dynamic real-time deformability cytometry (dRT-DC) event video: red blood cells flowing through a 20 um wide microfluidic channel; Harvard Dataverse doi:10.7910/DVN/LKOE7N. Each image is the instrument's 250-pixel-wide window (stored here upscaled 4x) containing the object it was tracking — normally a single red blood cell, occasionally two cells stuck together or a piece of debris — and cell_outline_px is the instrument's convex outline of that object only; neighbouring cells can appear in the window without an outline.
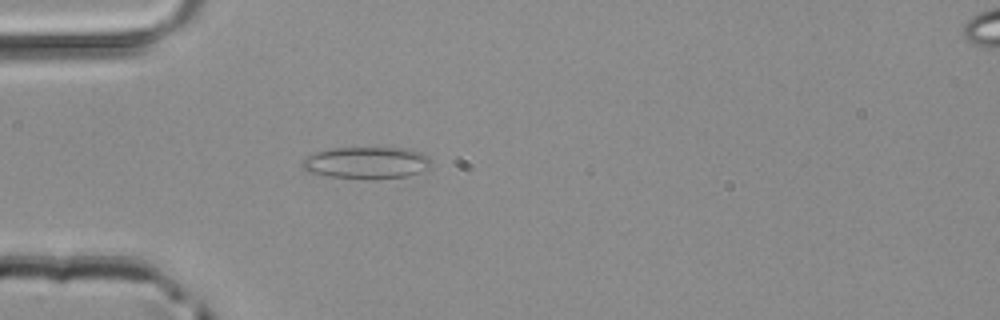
{"species": "common noctule bat (a hibernating species)", "species_latin": "Nyctalus noctula", "temperature_condition": "room temperature", "stored_images_in_passage": 30, "camera_frame_rate_fps": 3000, "um_per_image_px": 0.085, "animal": {"sex": "male", "body_mass_g": 20.4}, "frame": {"image": 1, "passage_image": 8, "time_ms": 2.333, "image_size_px": [1000, 320], "cell_outline_px": [[432, 160], [428, 168], [404, 176], [372, 180], [364, 180], [328, 176], [308, 172], [300, 164], [308, 156], [316, 152], [332, 148], [412, 148], [428, 156]], "centroid_in_image_um": [31.15, 13.84], "position_along_channel_um": 53.8, "area_um2": 24.1}}
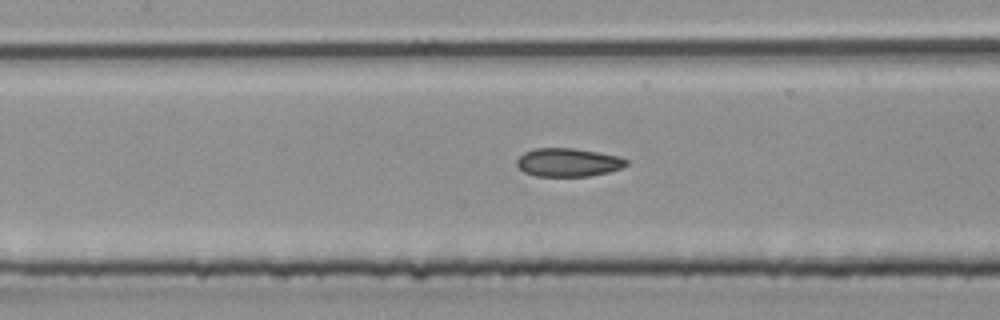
{"frame": {"image": 2, "passage_image": 16, "time_ms": 5.0, "image_size_px": [1000, 320], "cell_outline_px": [[628, 164], [620, 168], [608, 172], [588, 176], [536, 176], [524, 172], [516, 164], [516, 160], [524, 152], [536, 148], [572, 148], [620, 156], [628, 160]], "centroid_in_image_um": [48.28, 13.8], "position_along_channel_um": 159.1, "area_um2": 18.03}}
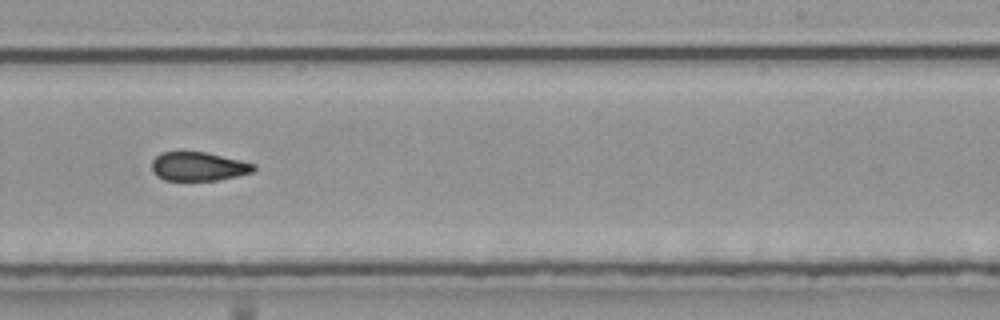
{"frame": {"image": 3, "passage_image": 24, "time_ms": 7.667, "image_size_px": [1000, 320], "cell_outline_px": [[256, 168], [252, 172], [236, 176], [216, 180], [164, 180], [156, 176], [152, 172], [152, 160], [160, 152], [204, 152], [240, 160], [256, 164]], "centroid_in_image_um": [16.84, 14.15], "position_along_channel_um": 272.2, "area_um2": 17.05}}